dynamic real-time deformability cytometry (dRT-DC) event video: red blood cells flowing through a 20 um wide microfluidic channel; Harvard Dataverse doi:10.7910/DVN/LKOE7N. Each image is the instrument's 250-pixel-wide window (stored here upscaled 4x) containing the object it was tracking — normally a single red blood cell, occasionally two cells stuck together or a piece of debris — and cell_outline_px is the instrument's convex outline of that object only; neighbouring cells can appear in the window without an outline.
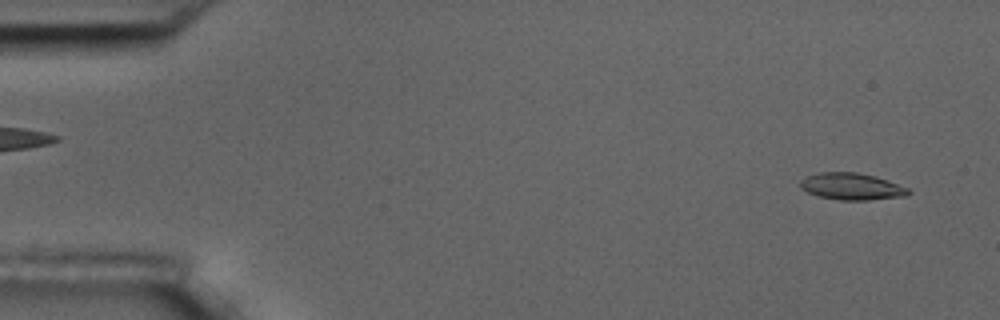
{"species": "common noctule bat (a hibernating species)", "species_latin": "Nyctalus noctula", "temperature_condition": "room temperature", "stored_images_in_passage": 5, "camera_frame_rate_fps": 3000, "um_per_image_px": 0.085, "animal": {"sex": "male", "body_mass_g": 17.5, "forearm_length_mm": 52.3}, "frame": {"image": 1, "passage_image": 1, "time_ms": 0.0, "image_size_px": [1000, 320], "cell_outline_px": [[912, 192], [908, 196], [868, 200], [840, 200], [820, 196], [808, 192], [800, 188], [800, 180], [808, 176], [820, 172], [856, 172], [888, 180], [908, 188]], "centroid_in_image_um": [72.42, 15.85], "position_along_channel_um": 12.6, "area_um2": 16.82}}